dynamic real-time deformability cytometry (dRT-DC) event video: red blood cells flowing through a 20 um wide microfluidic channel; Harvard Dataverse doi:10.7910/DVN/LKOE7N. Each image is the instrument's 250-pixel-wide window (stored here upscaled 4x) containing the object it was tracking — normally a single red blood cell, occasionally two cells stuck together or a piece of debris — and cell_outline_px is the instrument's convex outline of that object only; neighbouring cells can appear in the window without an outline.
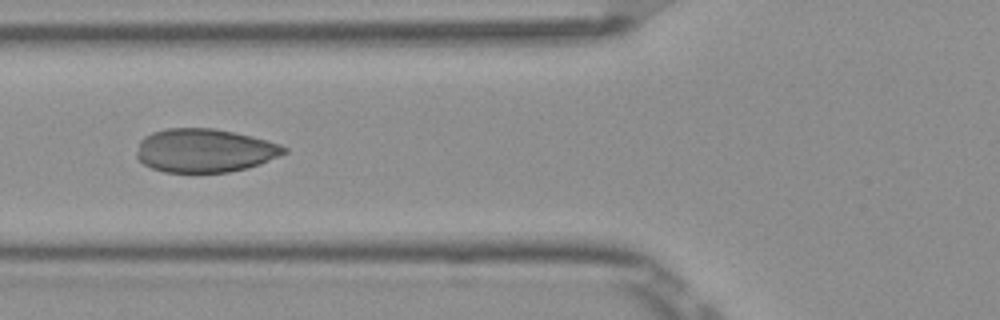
{"species": "Egyptian fruit bat (a non-hibernating species)", "species_latin": "Rousettus aegyptiacus", "temperature_condition": "room temperature", "stored_images_in_passage": 9, "camera_frame_rate_fps": 3000, "um_per_image_px": 0.085, "frame": {"image": 1, "passage_image": 6, "time_ms": 1.667, "image_size_px": [1000, 320], "cell_outline_px": [[288, 152], [260, 164], [248, 168], [228, 172], [164, 172], [152, 168], [144, 164], [136, 156], [136, 152], [140, 140], [144, 136], [152, 132], [164, 128], [212, 128], [252, 136], [280, 144], [288, 148]], "centroid_in_image_um": [17.39, 12.79], "position_along_channel_um": 108.4, "area_um2": 37.51}}
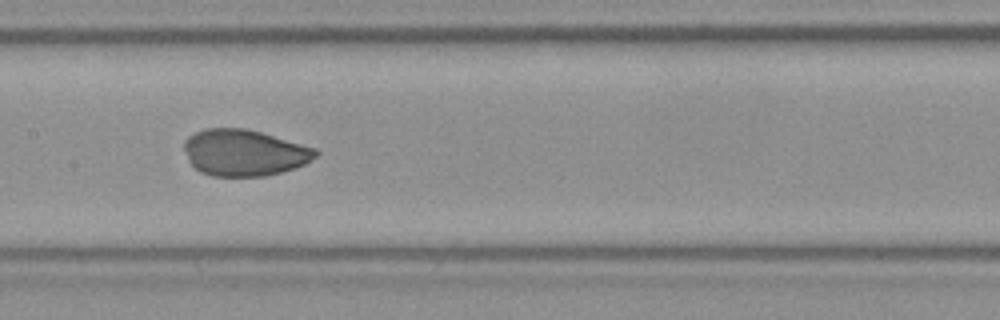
{"frame": {"image": 2, "passage_image": 8, "time_ms": 2.333, "image_size_px": [1000, 320], "cell_outline_px": [[320, 152], [316, 156], [304, 164], [280, 172], [264, 176], [212, 176], [200, 172], [188, 160], [184, 148], [184, 140], [188, 136], [204, 128], [248, 128], [316, 148]], "centroid_in_image_um": [20.74, 12.96], "position_along_channel_um": 186.7, "area_um2": 35.55}}
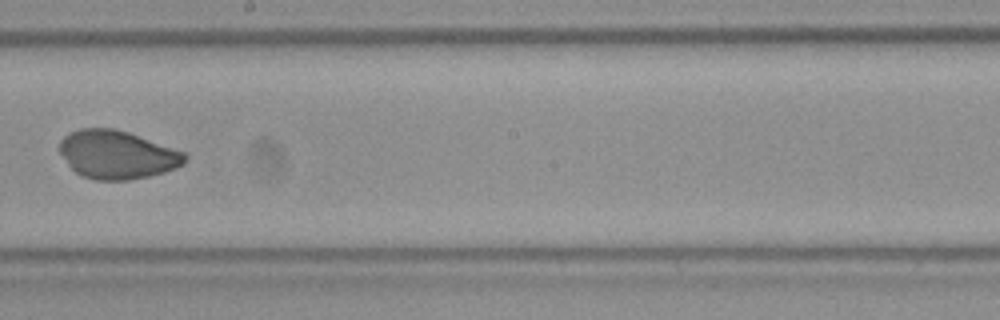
{"frame": {"image": 3, "passage_image": 9, "time_ms": 2.667, "image_size_px": [1000, 320], "cell_outline_px": [[188, 160], [184, 164], [176, 168], [164, 172], [148, 176], [128, 180], [96, 180], [80, 176], [68, 164], [60, 152], [60, 140], [64, 136], [80, 128], [112, 128], [128, 132], [188, 152]], "centroid_in_image_um": [10.01, 13.15], "position_along_channel_um": 238.2, "area_um2": 35.49}}